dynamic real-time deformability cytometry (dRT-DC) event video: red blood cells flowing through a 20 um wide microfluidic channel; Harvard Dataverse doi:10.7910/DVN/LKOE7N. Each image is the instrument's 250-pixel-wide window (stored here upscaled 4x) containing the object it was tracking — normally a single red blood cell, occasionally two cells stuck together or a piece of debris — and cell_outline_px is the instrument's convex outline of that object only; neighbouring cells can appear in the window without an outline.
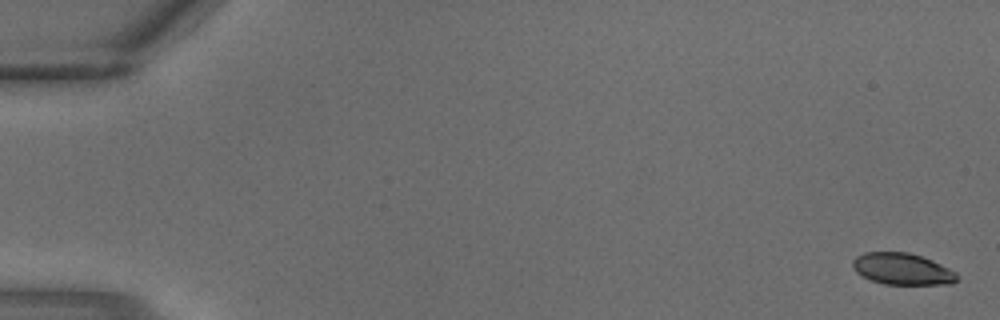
{"species": "common noctule bat (a hibernating species)", "species_latin": "Nyctalus noctula", "temperature_condition": "warm", "stored_images_in_passage": 3, "camera_frame_rate_fps": 3000, "um_per_image_px": 0.085, "animal": {"sex": "male", "body_mass_g": 18.8}, "frame": {"image": 1, "passage_image": 1, "time_ms": 0.0, "image_size_px": [1000, 320], "cell_outline_px": [[956, 280], [952, 284], [884, 284], [860, 276], [852, 268], [852, 260], [856, 256], [864, 252], [908, 252], [932, 260], [956, 272]], "centroid_in_image_um": [76.64, 22.86], "position_along_channel_um": 8.4, "area_um2": 19.19}}
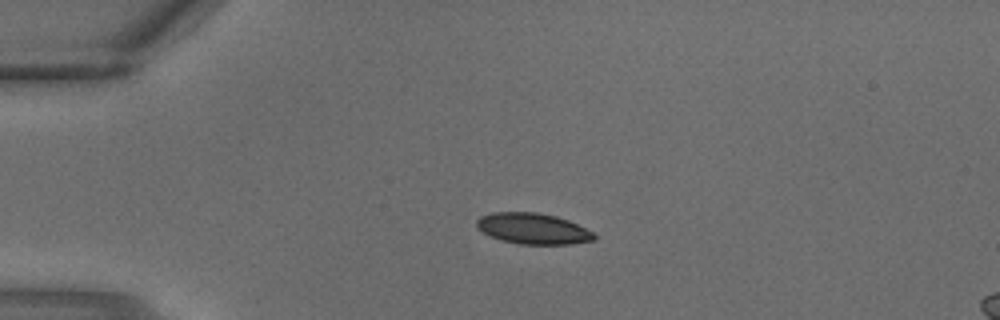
{"frame": {"image": 2, "passage_image": 3, "time_ms": 0.667, "image_size_px": [1000, 320], "cell_outline_px": [[596, 240], [568, 244], [520, 244], [500, 240], [476, 228], [476, 220], [480, 216], [492, 212], [536, 212], [556, 216], [568, 220], [592, 232], [596, 236]], "centroid_in_image_um": [45.27, 19.43], "position_along_channel_um": 39.7, "area_um2": 21.1}}